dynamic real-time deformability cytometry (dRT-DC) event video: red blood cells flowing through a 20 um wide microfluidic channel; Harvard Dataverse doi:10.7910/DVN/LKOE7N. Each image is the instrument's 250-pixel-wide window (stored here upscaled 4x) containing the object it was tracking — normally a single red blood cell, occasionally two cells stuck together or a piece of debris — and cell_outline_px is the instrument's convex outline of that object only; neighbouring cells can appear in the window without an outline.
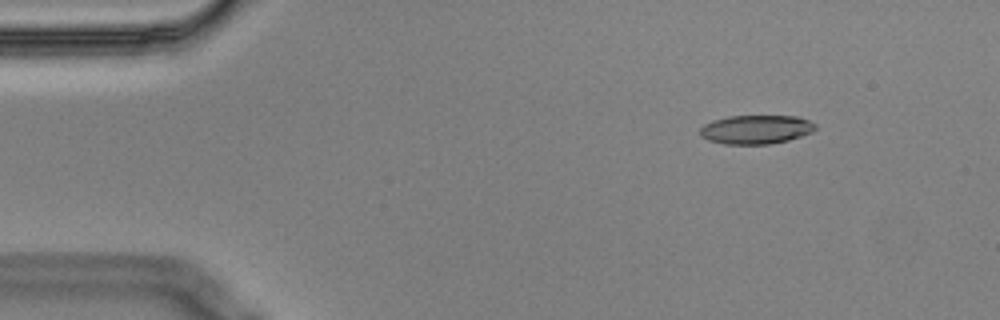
{"species": "Egyptian fruit bat (a non-hibernating species)", "species_latin": "Rousettus aegyptiacus", "temperature_condition": "cold", "stored_images_in_passage": 7, "camera_frame_rate_fps": 3000, "um_per_image_px": 0.085, "animal": {"sex": "male"}, "frame": {"image": 1, "passage_image": 2, "time_ms": 0.333, "image_size_px": [1000, 320], "cell_outline_px": [[816, 128], [812, 132], [788, 140], [768, 144], [724, 144], [708, 140], [700, 136], [700, 128], [704, 124], [712, 120], [728, 116], [796, 116], [808, 120], [816, 124]], "centroid_in_image_um": [64.23, 11.0], "position_along_channel_um": 20.8, "area_um2": 19.42}}
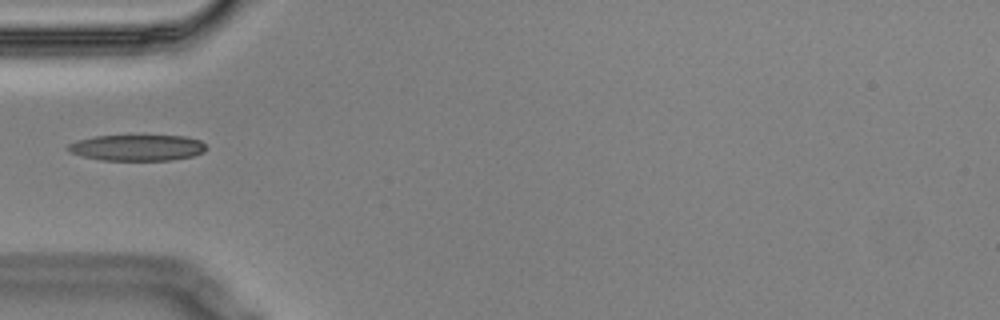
{"frame": {"image": 2, "passage_image": 5, "time_ms": 1.333, "image_size_px": [1000, 320], "cell_outline_px": [[208, 148], [204, 152], [192, 156], [172, 160], [100, 160], [68, 152], [64, 148], [68, 144], [76, 140], [96, 136], [184, 136], [200, 140]], "centroid_in_image_um": [11.64, 12.56], "position_along_channel_um": 73.4, "area_um2": 21.04}}